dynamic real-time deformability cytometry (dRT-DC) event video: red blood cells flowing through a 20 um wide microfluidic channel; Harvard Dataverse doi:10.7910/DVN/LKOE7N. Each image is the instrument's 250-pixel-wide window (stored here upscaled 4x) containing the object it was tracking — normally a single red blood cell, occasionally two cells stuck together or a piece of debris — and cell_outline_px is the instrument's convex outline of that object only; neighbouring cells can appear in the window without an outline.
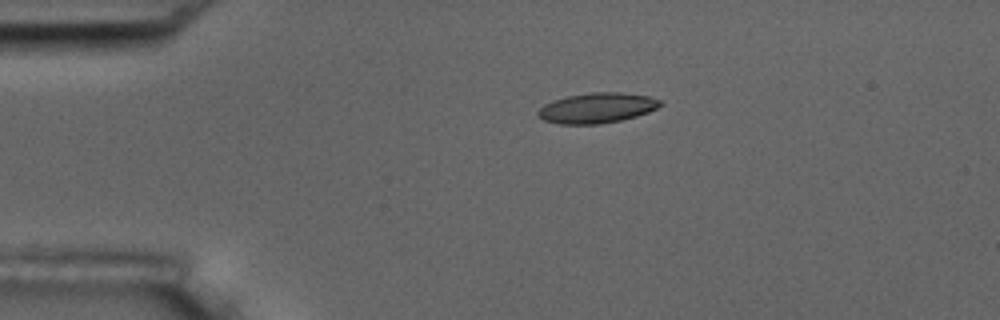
{"species": "common noctule bat (a hibernating species)", "species_latin": "Nyctalus noctula", "temperature_condition": "room temperature", "stored_images_in_passage": 6, "camera_frame_rate_fps": 3000, "um_per_image_px": 0.085, "animal": {"sex": "male", "body_mass_g": 17.5, "forearm_length_mm": 52.3}, "frame": {"image": 1, "passage_image": 6, "time_ms": 7.0, "image_size_px": [1000, 320], "cell_outline_px": [[664, 104], [648, 112], [636, 116], [620, 120], [600, 124], [560, 124], [544, 120], [536, 116], [536, 112], [544, 104], [552, 100], [568, 96], [592, 92], [620, 92], [648, 96], [660, 100]], "centroid_in_image_um": [50.72, 9.17], "position_along_channel_um": 34.3, "area_um2": 21.56}}